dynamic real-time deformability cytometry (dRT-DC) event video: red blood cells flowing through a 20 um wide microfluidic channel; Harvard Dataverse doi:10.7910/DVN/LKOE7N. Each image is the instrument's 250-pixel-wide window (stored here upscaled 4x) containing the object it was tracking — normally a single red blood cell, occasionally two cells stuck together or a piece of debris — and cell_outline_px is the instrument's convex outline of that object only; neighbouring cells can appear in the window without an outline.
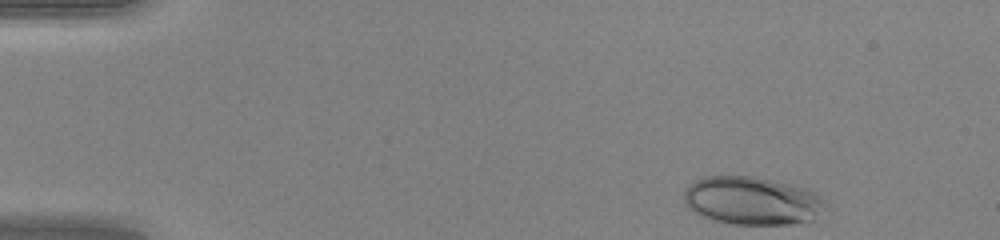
{"species": "human", "species_latin": "Homo sapiens", "temperature_condition": "warm", "stored_images_in_passage": 44, "camera_frame_rate_fps": 3000, "um_per_image_px": 0.085, "donor": {"sex": "female"}, "frame": {"image": 1, "passage_image": 1, "time_ms": 0.0, "image_size_px": [1000, 240], "cell_outline_px": [[828, 204], [812, 220], [792, 224], [732, 224], [712, 220], [700, 216], [688, 208], [684, 204], [684, 188], [688, 184], [704, 176], [752, 176], [808, 188], [816, 192]], "centroid_in_image_um": [63.9, 17.06], "position_along_channel_um": 21.1, "area_um2": 40.0}}
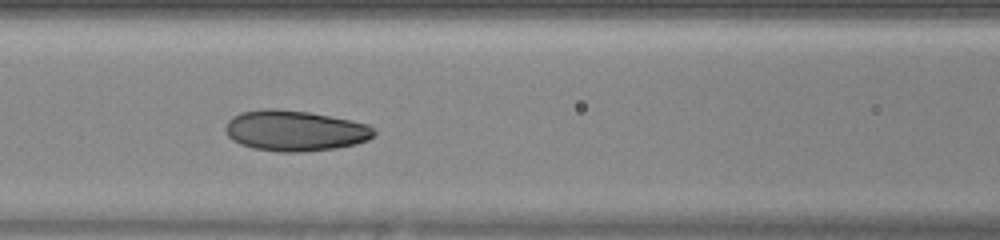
{"frame": {"image": 2, "passage_image": 17, "time_ms": 5.333, "image_size_px": [1000, 240], "cell_outline_px": [[376, 132], [368, 140], [356, 144], [336, 148], [300, 152], [280, 152], [252, 148], [240, 144], [232, 140], [228, 136], [224, 128], [228, 120], [232, 116], [240, 112], [264, 108], [276, 108], [308, 112], [368, 124]], "centroid_in_image_um": [25.02, 11.11], "position_along_channel_um": 141.6, "area_um2": 35.26}}
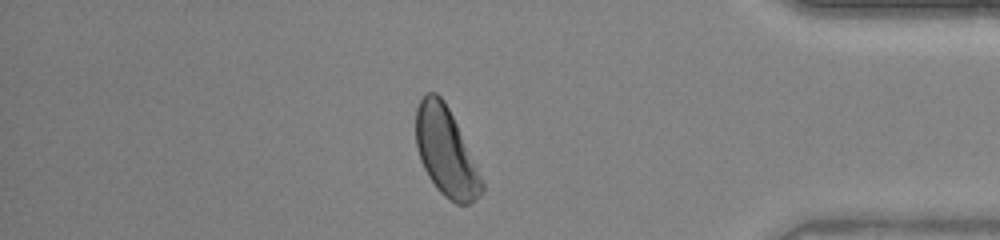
{"frame": {"image": 3, "passage_image": 37, "time_ms": 12.0, "image_size_px": [1000, 240], "cell_outline_px": [[484, 192], [476, 200], [468, 204], [456, 204], [444, 196], [436, 188], [428, 176], [420, 160], [416, 144], [416, 108], [420, 100], [428, 92], [436, 92], [444, 100], [456, 124], [484, 184]], "centroid_in_image_um": [37.88, 12.93], "position_along_channel_um": 397.3, "area_um2": 33.47}, "authors_computed_cell_mechanics": {"area_um2": 34.6511, "velocity_mm_per_s": 4.2411, "shape_relaxation_time_tau1_ms": 3.3926, "shape_relaxation_time_tau2_ms": 1.4848, "deformation_change_tau1": 0.1402, "deformation_change_tau2": 0.0547}}